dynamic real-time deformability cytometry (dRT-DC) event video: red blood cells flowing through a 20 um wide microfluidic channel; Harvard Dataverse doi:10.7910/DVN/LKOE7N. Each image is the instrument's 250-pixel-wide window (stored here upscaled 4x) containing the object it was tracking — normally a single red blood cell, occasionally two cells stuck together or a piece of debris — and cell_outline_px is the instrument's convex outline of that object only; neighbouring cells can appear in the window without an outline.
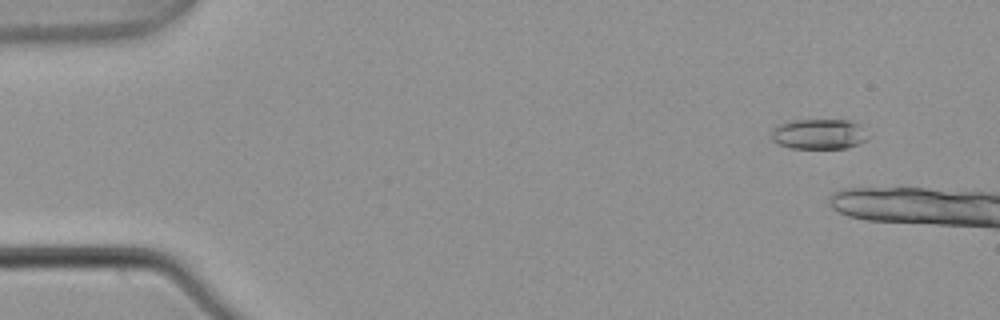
{"species": "common noctule bat (a hibernating species)", "species_latin": "Nyctalus noctula", "temperature_condition": "warm", "stored_images_in_passage": 5, "camera_frame_rate_fps": 3000, "um_per_image_px": 0.085, "animal": {"sex": "male", "body_mass_g": 21.5, "forearm_length_mm": 52.0}, "frame": {"image": 1, "passage_image": 2, "time_ms": 0.333, "image_size_px": [1000, 320], "cell_outline_px": [[872, 136], [860, 144], [848, 148], [792, 148], [780, 144], [772, 140], [772, 128], [780, 124], [792, 120], [848, 120], [860, 124]], "centroid_in_image_um": [69.69, 11.39], "position_along_channel_um": 15.3, "area_um2": 17.28}}